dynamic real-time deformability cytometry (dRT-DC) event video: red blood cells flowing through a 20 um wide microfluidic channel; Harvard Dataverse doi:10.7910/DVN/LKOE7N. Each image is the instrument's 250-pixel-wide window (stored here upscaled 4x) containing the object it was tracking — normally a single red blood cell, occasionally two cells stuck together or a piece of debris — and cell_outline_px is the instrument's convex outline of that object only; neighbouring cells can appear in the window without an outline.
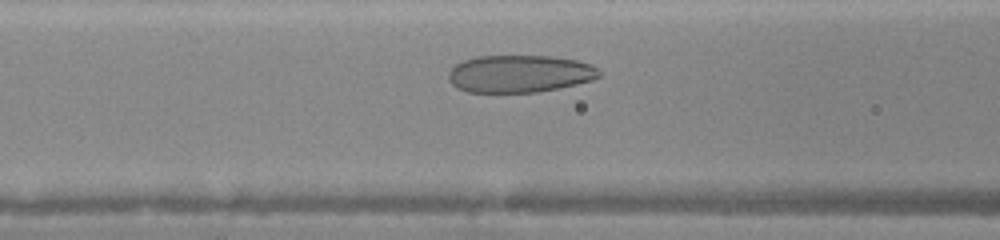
{"species": "human", "species_latin": "Homo sapiens", "temperature_condition": "warm", "stored_images_in_passage": 27, "camera_frame_rate_fps": 3000, "um_per_image_px": 0.085, "donor": {"sex": "female"}, "frame": {"image": 1, "passage_image": 8, "time_ms": 2.333, "image_size_px": [1000, 240], "cell_outline_px": [[600, 76], [592, 80], [576, 84], [536, 92], [468, 92], [456, 88], [448, 80], [448, 72], [456, 64], [464, 60], [476, 56], [548, 56], [576, 60], [592, 64], [600, 68]], "centroid_in_image_um": [44.16, 6.26], "position_along_channel_um": 122.4, "area_um2": 32.89}}
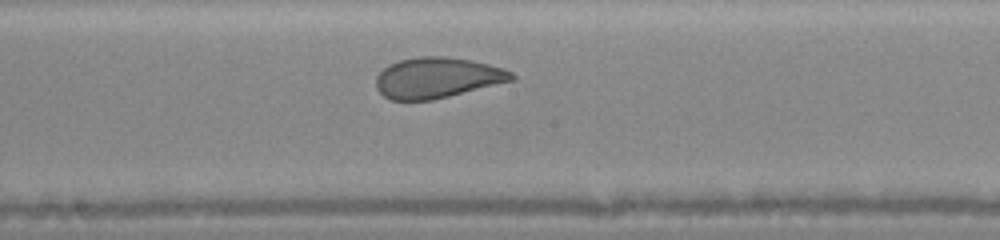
{"frame": {"image": 2, "passage_image": 14, "time_ms": 4.333, "image_size_px": [1000, 240], "cell_outline_px": [[516, 80], [432, 100], [392, 100], [384, 96], [376, 88], [376, 76], [384, 68], [400, 60], [420, 56], [444, 56], [472, 60], [504, 68], [512, 72], [516, 76]], "centroid_in_image_um": [37.2, 6.61], "position_along_channel_um": 211.0, "area_um2": 32.14}}
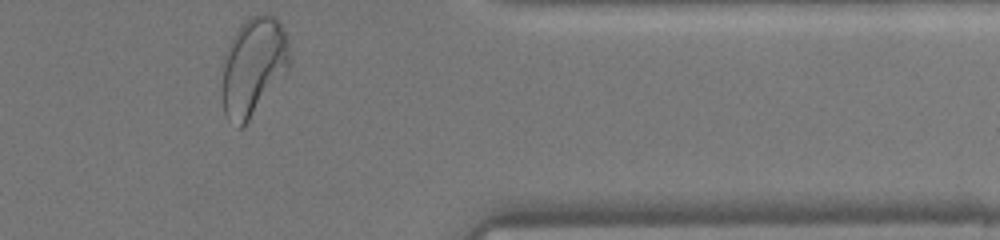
{"frame": {"image": 3, "passage_image": 27, "time_ms": 8.667, "image_size_px": [1000, 240], "cell_outline_px": [[292, 64], [248, 120], [240, 128], [228, 120], [224, 112], [224, 56], [232, 36], [240, 24], [248, 16], [256, 12], [268, 12], [280, 20], [284, 28], [288, 40]], "centroid_in_image_um": [21.58, 5.52], "position_along_channel_um": 389.8, "area_um2": 38.55}}